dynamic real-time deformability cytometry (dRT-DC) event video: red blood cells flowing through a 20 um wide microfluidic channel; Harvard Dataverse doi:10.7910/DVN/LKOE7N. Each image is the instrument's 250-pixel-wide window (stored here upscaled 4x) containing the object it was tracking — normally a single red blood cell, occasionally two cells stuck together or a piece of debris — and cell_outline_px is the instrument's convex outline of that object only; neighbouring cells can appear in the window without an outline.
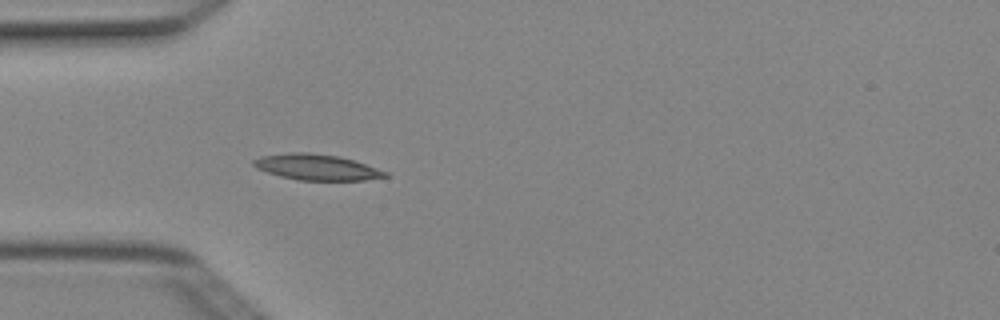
{"species": "Egyptian fruit bat (a non-hibernating species)", "species_latin": "Rousettus aegyptiacus", "temperature_condition": "cold", "stored_images_in_passage": 2, "camera_frame_rate_fps": 3000, "um_per_image_px": 0.085, "animal": {"sex": "female"}, "frame": {"image": 1, "passage_image": 2, "time_ms": 0.333, "image_size_px": [1000, 320], "cell_outline_px": [[388, 176], [364, 180], [296, 180], [280, 176], [256, 168], [252, 164], [252, 160], [260, 156], [292, 152], [308, 152], [340, 156], [388, 172]], "centroid_in_image_um": [26.87, 14.2], "position_along_channel_um": 58.1, "area_um2": 19.71}}